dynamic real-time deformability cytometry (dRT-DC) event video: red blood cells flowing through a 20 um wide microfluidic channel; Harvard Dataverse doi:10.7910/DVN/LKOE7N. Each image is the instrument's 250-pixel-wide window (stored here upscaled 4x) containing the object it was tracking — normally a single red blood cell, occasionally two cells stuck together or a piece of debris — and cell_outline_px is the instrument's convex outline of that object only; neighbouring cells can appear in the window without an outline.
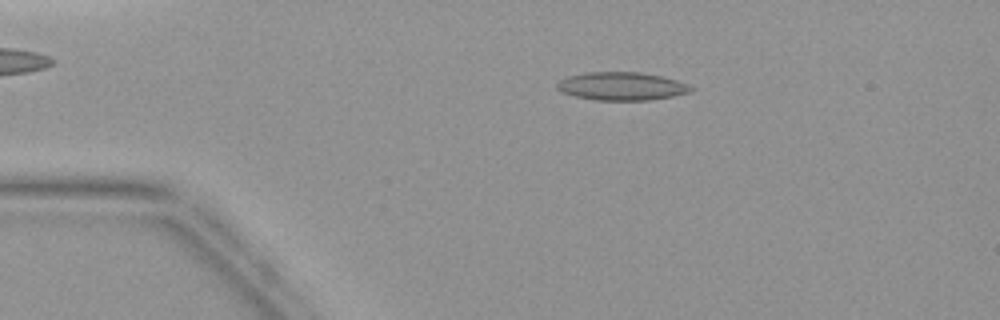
{"species": "common noctule bat (a hibernating species)", "species_latin": "Nyctalus noctula", "temperature_condition": "warm", "stored_images_in_passage": 4, "camera_frame_rate_fps": 3000, "um_per_image_px": 0.085, "animal": {"sex": "female", "body_mass_g": 19.9}, "frame": {"image": 1, "passage_image": 3, "time_ms": 2.333, "image_size_px": [1000, 320], "cell_outline_px": [[696, 88], [692, 92], [652, 100], [596, 100], [576, 96], [560, 92], [556, 88], [556, 84], [560, 80], [568, 76], [584, 72], [640, 72], [660, 76], [676, 80], [688, 84]], "centroid_in_image_um": [52.85, 7.33], "position_along_channel_um": 32.2, "area_um2": 22.08}}